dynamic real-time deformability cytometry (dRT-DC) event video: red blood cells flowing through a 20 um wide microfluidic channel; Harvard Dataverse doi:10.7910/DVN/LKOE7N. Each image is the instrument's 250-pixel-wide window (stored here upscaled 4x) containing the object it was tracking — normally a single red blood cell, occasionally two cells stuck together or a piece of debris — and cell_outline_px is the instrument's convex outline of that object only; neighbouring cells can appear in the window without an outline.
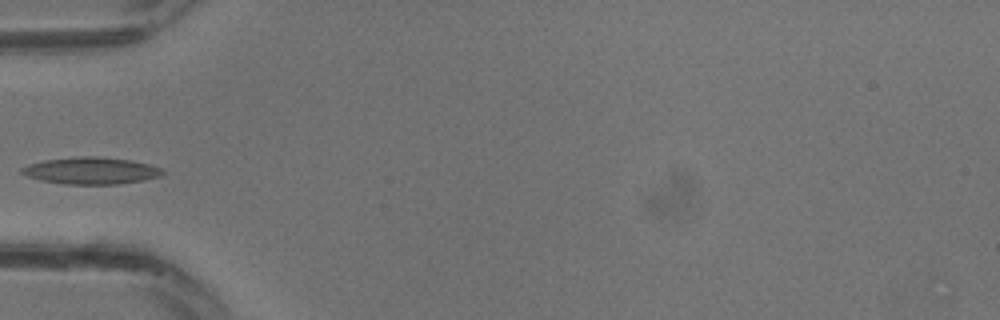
{"species": "common noctule bat (a hibernating species)", "species_latin": "Nyctalus noctula", "temperature_condition": "warm", "stored_images_in_passage": 1, "camera_frame_rate_fps": 3000, "um_per_image_px": 0.085, "animal": {"sex": "male", "body_mass_g": 13.3}, "frame": {"image": 1, "passage_image": 1, "time_ms": 0.0, "image_size_px": [1000, 320], "cell_outline_px": [[164, 172], [160, 176], [144, 180], [120, 184], [64, 184], [40, 180], [28, 176], [20, 172], [20, 168], [44, 160], [80, 156], [100, 156], [132, 160], [148, 164], [160, 168]], "centroid_in_image_um": [7.75, 14.5], "position_along_channel_um": 77.2, "area_um2": 22.02}}